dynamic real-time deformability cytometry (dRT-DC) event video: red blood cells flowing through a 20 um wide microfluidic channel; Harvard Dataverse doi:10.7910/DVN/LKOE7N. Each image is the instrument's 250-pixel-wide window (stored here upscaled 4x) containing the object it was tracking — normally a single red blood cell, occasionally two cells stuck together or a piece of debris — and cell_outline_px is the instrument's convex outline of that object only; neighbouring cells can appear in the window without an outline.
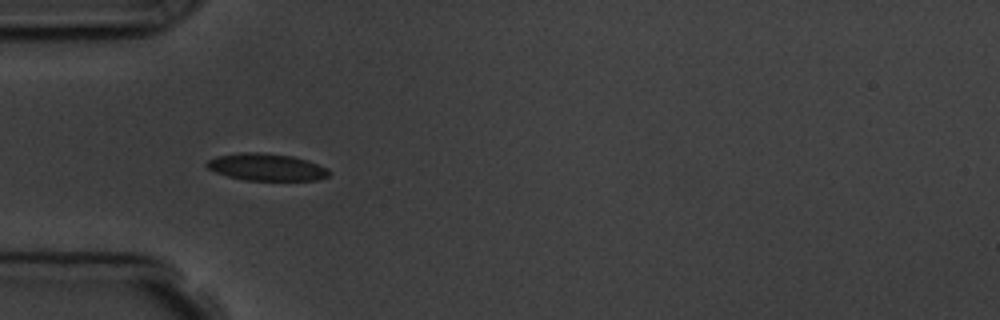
{"species": "common noctule bat (a hibernating species)", "species_latin": "Nyctalus noctula", "temperature_condition": "room temperature", "stored_images_in_passage": 8, "camera_frame_rate_fps": 3000, "um_per_image_px": 0.085, "animal": {"sex": "male", "body_mass_g": 19.5, "forearm_length_mm": 54.6}, "frame": {"image": 1, "passage_image": 4, "time_ms": 4.333, "image_size_px": [1000, 320], "cell_outline_px": [[328, 176], [316, 180], [244, 180], [228, 176], [216, 172], [208, 168], [204, 164], [208, 160], [216, 156], [240, 152], [260, 152], [292, 156], [308, 160], [328, 168]], "centroid_in_image_um": [22.63, 14.19], "position_along_channel_um": 62.4, "area_um2": 19.31}}